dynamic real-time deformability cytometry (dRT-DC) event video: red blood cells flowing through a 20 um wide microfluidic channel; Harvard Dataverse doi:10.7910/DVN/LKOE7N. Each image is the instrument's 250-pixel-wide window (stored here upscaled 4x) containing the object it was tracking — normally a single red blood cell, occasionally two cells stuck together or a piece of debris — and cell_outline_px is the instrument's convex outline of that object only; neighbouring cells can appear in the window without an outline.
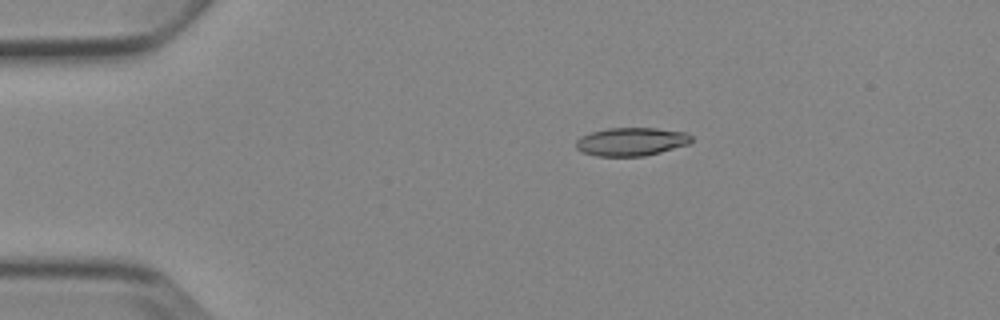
{"species": "Egyptian fruit bat (a non-hibernating species)", "species_latin": "Rousettus aegyptiacus", "temperature_condition": "cold", "stored_images_in_passage": 6, "camera_frame_rate_fps": 3000, "um_per_image_px": 0.085, "animal": {"sex": "female"}, "frame": {"image": 1, "passage_image": 6, "time_ms": 6.0, "image_size_px": [1000, 320], "cell_outline_px": [[692, 140], [688, 144], [660, 152], [644, 156], [596, 156], [584, 152], [576, 148], [576, 140], [580, 136], [592, 132], [608, 128], [656, 128], [688, 132], [692, 136]], "centroid_in_image_um": [53.67, 12.03], "position_along_channel_um": 31.3, "area_um2": 19.02}}